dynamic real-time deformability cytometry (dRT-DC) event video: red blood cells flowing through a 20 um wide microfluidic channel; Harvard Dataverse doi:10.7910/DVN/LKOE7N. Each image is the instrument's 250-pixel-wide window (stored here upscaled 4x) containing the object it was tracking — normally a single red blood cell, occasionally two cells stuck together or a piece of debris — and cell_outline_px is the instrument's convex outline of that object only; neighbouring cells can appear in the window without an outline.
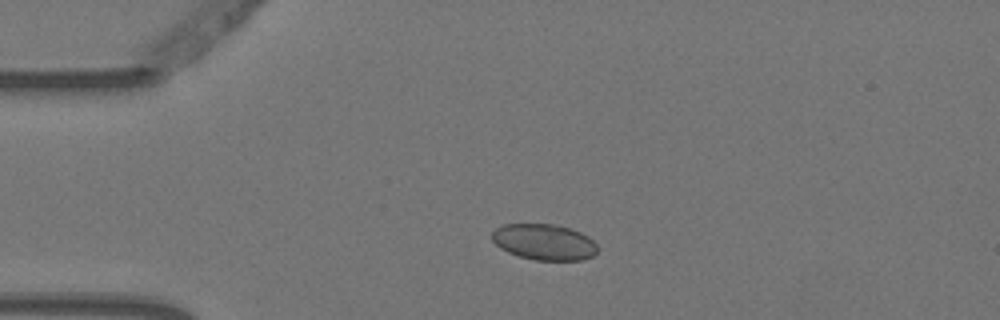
{"species": "Egyptian fruit bat (a non-hibernating species)", "species_latin": "Rousettus aegyptiacus", "temperature_condition": "warm", "stored_images_in_passage": 4, "camera_frame_rate_fps": 3000, "um_per_image_px": 0.085, "animal": {"sex": "female"}, "frame": {"image": 1, "passage_image": 2, "time_ms": 0.333, "image_size_px": [1000, 320], "cell_outline_px": [[596, 252], [592, 256], [584, 260], [536, 260], [520, 256], [508, 252], [500, 248], [492, 240], [492, 232], [496, 228], [504, 224], [556, 224], [580, 232], [588, 236], [596, 244]], "centroid_in_image_um": [46.24, 20.57], "position_along_channel_um": 38.8, "area_um2": 22.02}}
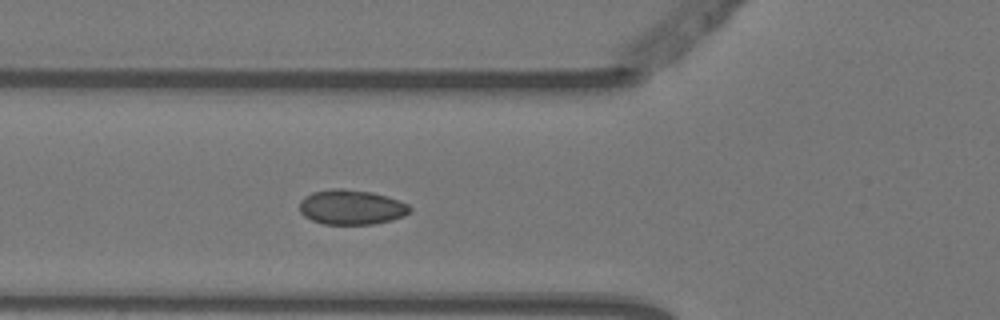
{"frame": {"image": 2, "passage_image": 4, "time_ms": 1.0, "image_size_px": [1000, 320], "cell_outline_px": [[412, 208], [404, 216], [392, 220], [372, 224], [324, 224], [312, 220], [304, 216], [300, 212], [300, 200], [304, 196], [312, 192], [332, 188], [344, 188], [372, 192], [388, 196], [400, 200], [408, 204]], "centroid_in_image_um": [29.87, 17.6], "position_along_channel_um": 95.9, "area_um2": 22.6}}